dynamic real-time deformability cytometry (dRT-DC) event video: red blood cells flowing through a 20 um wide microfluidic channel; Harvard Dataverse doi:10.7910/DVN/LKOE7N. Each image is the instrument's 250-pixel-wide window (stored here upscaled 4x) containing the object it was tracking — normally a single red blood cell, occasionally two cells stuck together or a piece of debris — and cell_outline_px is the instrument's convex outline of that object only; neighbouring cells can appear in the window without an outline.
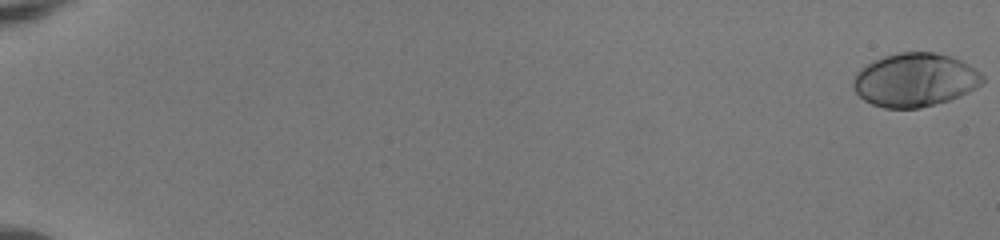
{"species": "human", "species_latin": "Homo sapiens", "temperature_condition": "room temperature", "stored_images_in_passage": 53, "camera_frame_rate_fps": 3000, "um_per_image_px": 0.085, "donor": {"sex": "female"}, "frame": {"image": 1, "passage_image": 1, "time_ms": 0.0, "image_size_px": [1000, 240], "cell_outline_px": [[984, 80], [976, 88], [960, 96], [948, 100], [920, 108], [884, 108], [872, 104], [864, 100], [856, 92], [852, 84], [852, 80], [856, 72], [860, 68], [872, 60], [884, 56], [900, 52], [932, 52], [952, 56], [976, 68], [984, 76]], "centroid_in_image_um": [77.75, 6.78], "position_along_channel_um": 7.2, "area_um2": 40.52}}
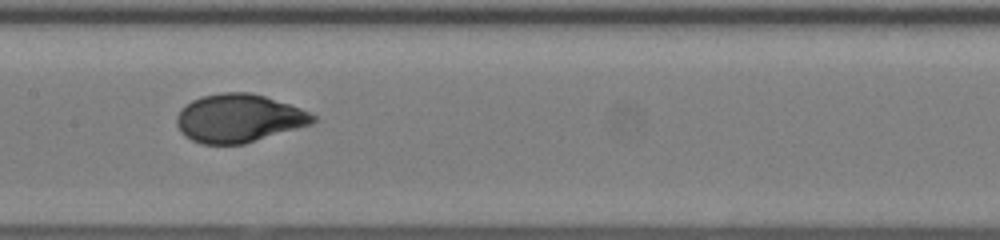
{"frame": {"image": 2, "passage_image": 30, "time_ms": 9.667, "image_size_px": [1000, 240], "cell_outline_px": [[316, 120], [312, 124], [244, 144], [200, 144], [184, 136], [180, 132], [176, 124], [176, 116], [192, 100], [204, 96], [220, 92], [248, 92], [264, 96], [300, 108], [316, 116]], "centroid_in_image_um": [20.29, 10.06], "position_along_channel_um": 187.1, "area_um2": 38.09}}
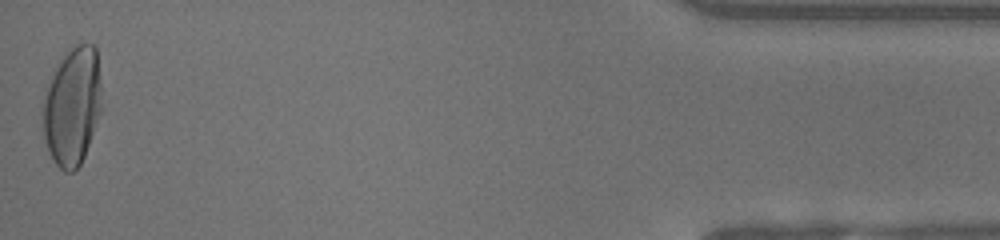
{"frame": {"image": 3, "passage_image": 53, "time_ms": 17.333, "image_size_px": [1000, 240], "cell_outline_px": [[100, 112], [84, 156], [80, 164], [72, 172], [64, 172], [52, 160], [48, 152], [44, 136], [40, 100], [56, 68], [72, 44], [92, 44], [96, 48], [100, 84]], "centroid_in_image_um": [6.1, 9.05], "position_along_channel_um": 429.1, "area_um2": 40.46}, "authors_computed_cell_mechanics": {"area_um2": 38.437, "velocity_mm_per_s": 4.1064, "shape_relaxation_time_tau1_ms": 3.648, "shape_relaxation_time_tau2_ms": null, "deformation_change_tau1": 0.2074, "deformation_change_tau2": null}}